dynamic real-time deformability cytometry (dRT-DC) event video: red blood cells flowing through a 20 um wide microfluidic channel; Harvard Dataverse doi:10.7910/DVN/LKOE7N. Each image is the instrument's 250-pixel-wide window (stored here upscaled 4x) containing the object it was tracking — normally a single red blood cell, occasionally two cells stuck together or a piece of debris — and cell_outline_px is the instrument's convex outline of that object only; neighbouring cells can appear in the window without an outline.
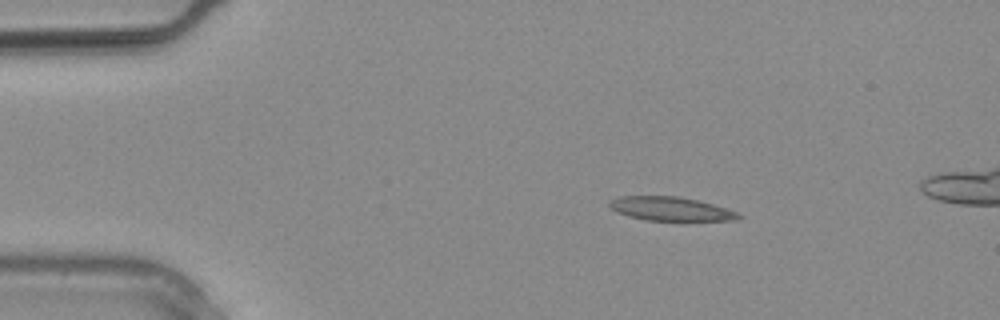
{"species": "common noctule bat (a hibernating species)", "species_latin": "Nyctalus noctula", "temperature_condition": "warm", "stored_images_in_passage": 7, "camera_frame_rate_fps": 3000, "um_per_image_px": 0.085, "animal": {"sex": "male", "body_mass_g": 20.4}, "frame": {"image": 1, "passage_image": 3, "time_ms": 0.667, "image_size_px": [1000, 320], "cell_outline_px": [[744, 216], [736, 220], [644, 220], [628, 216], [616, 212], [608, 204], [608, 200], [620, 196], [680, 196], [712, 204], [736, 212]], "centroid_in_image_um": [56.95, 17.74], "position_along_channel_um": 28.0, "area_um2": 17.8}}